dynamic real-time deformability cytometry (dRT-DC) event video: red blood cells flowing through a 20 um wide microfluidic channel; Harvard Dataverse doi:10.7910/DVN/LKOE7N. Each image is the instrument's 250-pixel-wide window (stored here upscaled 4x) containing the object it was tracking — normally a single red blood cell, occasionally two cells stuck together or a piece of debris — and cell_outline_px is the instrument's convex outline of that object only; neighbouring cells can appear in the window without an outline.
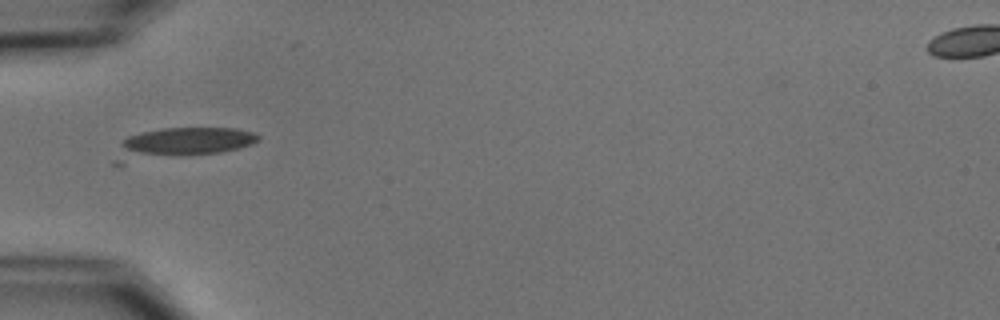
{"species": "common noctule bat (a hibernating species)", "species_latin": "Nyctalus noctula", "temperature_condition": "cold", "stored_images_in_passage": 5, "camera_frame_rate_fps": 3000, "um_per_image_px": 0.085, "animal": {"sex": "male", "body_mass_g": 15.6}, "frame": {"image": 1, "passage_image": 3, "time_ms": 2.333, "image_size_px": [1000, 320], "cell_outline_px": [[260, 140], [252, 144], [220, 152], [124, 164], [112, 164], [112, 160], [120, 140], [128, 136], [140, 132], [160, 128], [236, 128], [252, 132], [260, 136]], "centroid_in_image_um": [15.29, 12.19], "position_along_channel_um": 69.7, "area_um2": 26.13}}